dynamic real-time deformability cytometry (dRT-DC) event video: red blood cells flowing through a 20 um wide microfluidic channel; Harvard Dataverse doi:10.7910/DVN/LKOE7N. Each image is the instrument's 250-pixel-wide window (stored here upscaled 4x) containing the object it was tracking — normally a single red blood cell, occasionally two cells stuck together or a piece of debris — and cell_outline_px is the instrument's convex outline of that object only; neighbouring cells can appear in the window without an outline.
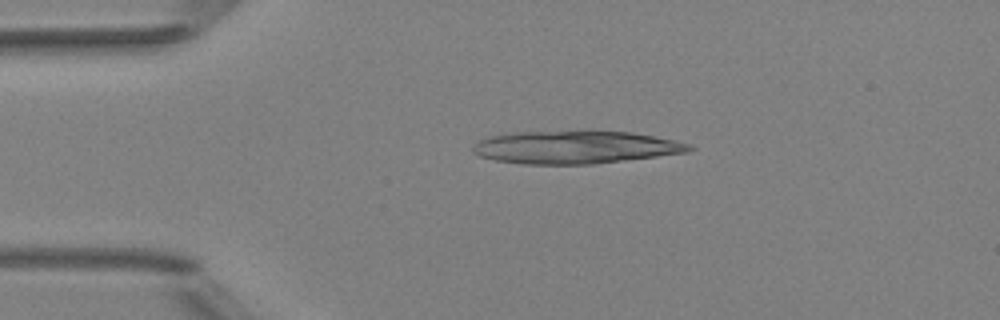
{"species": "Egyptian fruit bat (a non-hibernating species)", "species_latin": "Rousettus aegyptiacus", "temperature_condition": "room temperature", "stored_images_in_passage": 2, "camera_frame_rate_fps": 3000, "um_per_image_px": 0.085, "animal": {"sex": "female"}, "frame": {"image": 1, "passage_image": 1, "time_ms": 0.0, "image_size_px": [1000, 320], "cell_outline_px": [[696, 148], [688, 152], [592, 164], [524, 164], [496, 160], [480, 156], [472, 152], [472, 148], [480, 140], [488, 136], [512, 132], [632, 132], [656, 136], [692, 144]], "centroid_in_image_um": [48.92, 12.52], "position_along_channel_um": 36.1, "area_um2": 40.92}}